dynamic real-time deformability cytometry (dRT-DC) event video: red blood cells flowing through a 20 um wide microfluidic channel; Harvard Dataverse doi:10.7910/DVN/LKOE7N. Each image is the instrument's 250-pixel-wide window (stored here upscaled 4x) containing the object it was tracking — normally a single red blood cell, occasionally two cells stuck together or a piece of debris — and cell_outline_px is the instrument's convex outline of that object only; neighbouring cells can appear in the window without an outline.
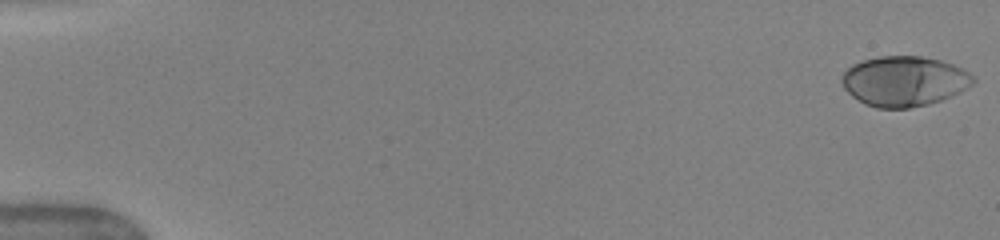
{"species": "human", "species_latin": "Homo sapiens", "temperature_condition": "warm", "stored_images_in_passage": 50, "camera_frame_rate_fps": 3000, "um_per_image_px": 0.085, "donor": {"sex": "female"}, "frame": {"image": 1, "passage_image": 1, "time_ms": 0.0, "image_size_px": [1000, 240], "cell_outline_px": [[976, 80], [968, 88], [952, 96], [928, 104], [908, 108], [876, 108], [864, 104], [852, 96], [844, 88], [840, 80], [840, 76], [852, 64], [864, 60], [880, 56], [920, 56], [940, 60], [952, 64], [968, 72]], "centroid_in_image_um": [76.83, 6.9], "position_along_channel_um": 8.2, "area_um2": 38.38}}
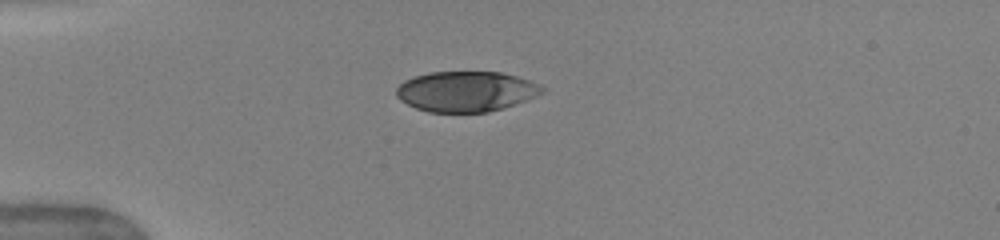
{"frame": {"image": 2, "passage_image": 14, "time_ms": 4.333, "image_size_px": [1000, 240], "cell_outline_px": [[548, 88], [544, 92], [536, 96], [504, 108], [488, 112], [428, 112], [416, 108], [400, 100], [396, 96], [396, 88], [404, 80], [428, 72], [500, 72], [516, 76], [540, 84]], "centroid_in_image_um": [39.63, 7.77], "position_along_channel_um": 45.4, "area_um2": 34.39}}
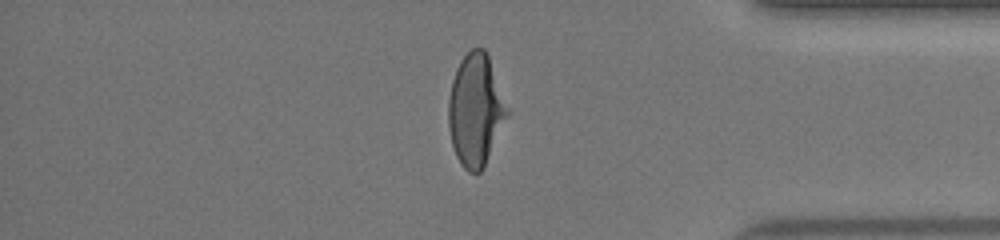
{"frame": {"image": 3, "passage_image": 43, "time_ms": 14.0, "image_size_px": [1000, 240], "cell_outline_px": [[508, 116], [484, 168], [480, 172], [468, 172], [460, 164], [456, 156], [452, 144], [448, 128], [448, 100], [452, 80], [456, 68], [460, 60], [472, 48], [484, 48], [488, 56], [508, 108]], "centroid_in_image_um": [40.41, 9.38], "position_along_channel_um": 394.8, "area_um2": 38.26}, "authors_computed_cell_mechanics": {"area_um2": 37.0787, "velocity_mm_per_s": 4.0795, "shape_relaxation_time_tau1_ms": 3.8735, "shape_relaxation_time_tau2_ms": null, "deformation_change_tau1": 0.2016, "deformation_change_tau2": null}}